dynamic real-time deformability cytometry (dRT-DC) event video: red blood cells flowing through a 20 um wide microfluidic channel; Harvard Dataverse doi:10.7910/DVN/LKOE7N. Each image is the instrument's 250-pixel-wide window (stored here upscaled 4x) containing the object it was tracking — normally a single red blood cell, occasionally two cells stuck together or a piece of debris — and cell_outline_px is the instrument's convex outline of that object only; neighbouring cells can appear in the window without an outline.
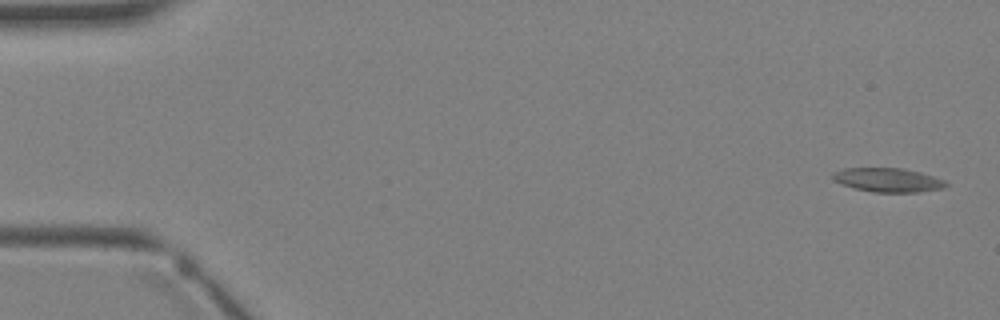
{"species": "Egyptian fruit bat (a non-hibernating species)", "species_latin": "Rousettus aegyptiacus", "temperature_condition": "warm", "stored_images_in_passage": 4, "camera_frame_rate_fps": 3000, "um_per_image_px": 0.085, "animal": {"sex": "female"}, "frame": {"image": 1, "passage_image": 1, "time_ms": 0.0, "image_size_px": [1000, 320], "cell_outline_px": [[948, 184], [944, 188], [920, 192], [872, 192], [856, 188], [844, 184], [836, 180], [832, 176], [832, 172], [844, 168], [904, 168], [920, 172], [944, 180]], "centroid_in_image_um": [75.51, 15.29], "position_along_channel_um": 9.5, "area_um2": 15.66}}